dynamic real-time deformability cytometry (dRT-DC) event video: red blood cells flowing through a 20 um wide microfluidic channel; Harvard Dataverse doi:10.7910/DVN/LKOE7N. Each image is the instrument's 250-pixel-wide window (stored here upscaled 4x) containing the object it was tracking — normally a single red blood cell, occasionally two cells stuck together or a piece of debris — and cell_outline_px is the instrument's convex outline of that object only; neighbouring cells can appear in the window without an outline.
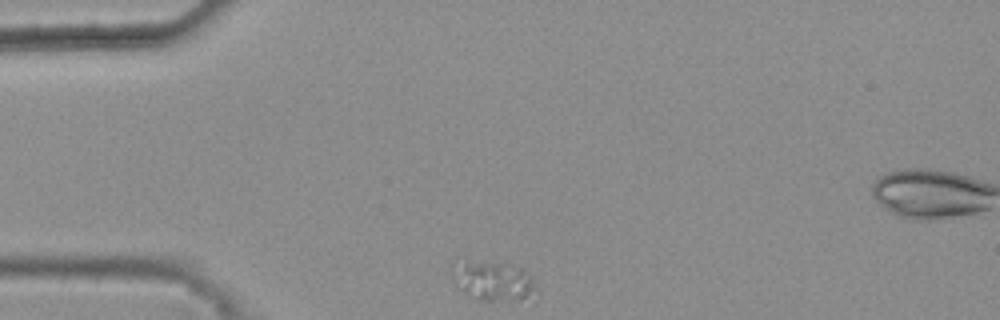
{"species": "common noctule bat (a hibernating species)", "species_latin": "Nyctalus noctula", "temperature_condition": "warm", "stored_images_in_passage": 32, "camera_frame_rate_fps": 3000, "um_per_image_px": 0.085, "animal": {"sex": "female", "body_mass_g": 25.1}, "frame": {"image": 1, "passage_image": 1, "time_ms": 0.0, "image_size_px": [1000, 320], "cell_outline_px": [[540, 292], [520, 300], [484, 300], [464, 292], [452, 280], [452, 264], [512, 264], [520, 268], [540, 288]], "centroid_in_image_um": [41.99, 23.93], "position_along_channel_um": 43.0, "area_um2": 18.38}}
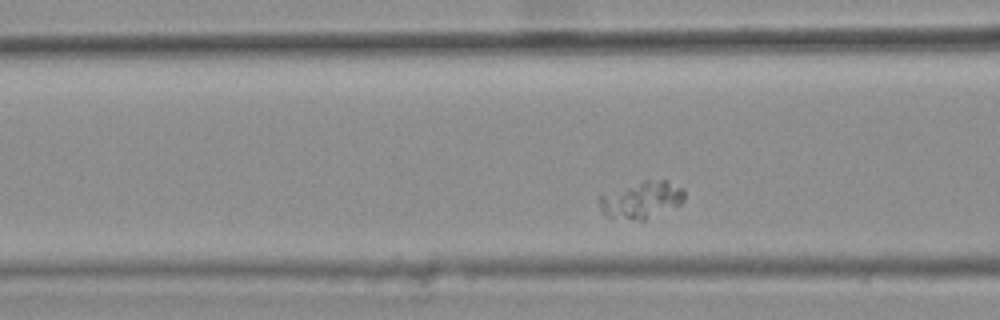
{"frame": {"image": 2, "passage_image": 9, "time_ms": 2.667, "image_size_px": [1000, 320], "cell_outline_px": [[684, 200], [680, 204], [644, 220], [640, 220], [608, 216], [600, 212], [600, 196], [644, 180], [664, 180], [684, 188]], "centroid_in_image_um": [54.56, 16.98], "position_along_channel_um": 112.0, "area_um2": 17.74}}
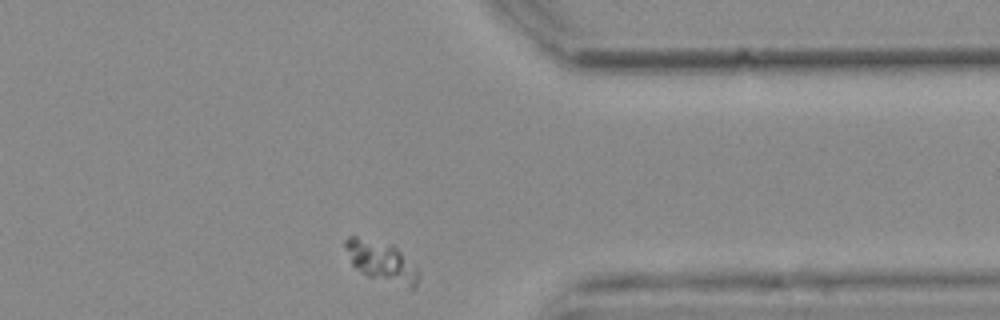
{"frame": {"image": 3, "passage_image": 32, "time_ms": 10.333, "image_size_px": [1000, 320], "cell_outline_px": [[420, 276], [416, 284], [412, 288], [368, 276], [360, 272], [352, 264], [344, 244], [344, 240], [348, 236], [356, 236], [392, 244], [420, 272]], "centroid_in_image_um": [32.4, 22.2], "position_along_channel_um": 379.0, "area_um2": 16.88}}